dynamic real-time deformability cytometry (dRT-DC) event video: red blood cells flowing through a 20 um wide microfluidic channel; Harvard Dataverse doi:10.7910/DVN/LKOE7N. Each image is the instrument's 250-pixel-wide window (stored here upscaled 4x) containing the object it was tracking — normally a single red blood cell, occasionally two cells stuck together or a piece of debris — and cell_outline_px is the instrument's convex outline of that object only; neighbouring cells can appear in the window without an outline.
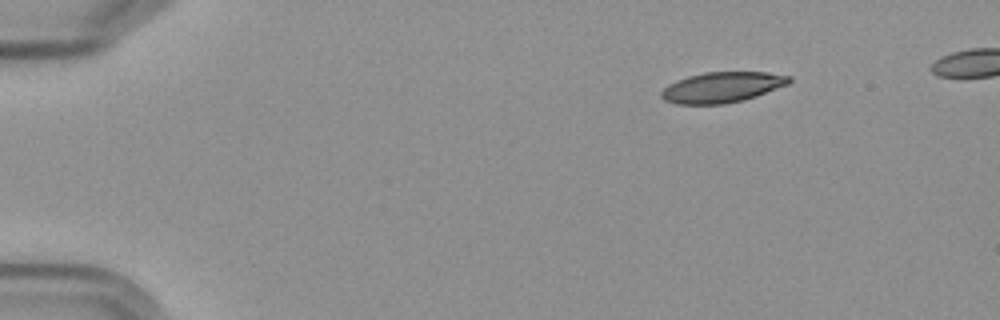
{"species": "Egyptian fruit bat (a non-hibernating species)", "species_latin": "Rousettus aegyptiacus", "temperature_condition": "cold", "stored_images_in_passage": 5, "camera_frame_rate_fps": 3000, "um_per_image_px": 0.085, "frame": {"image": 1, "passage_image": 1, "time_ms": 0.0, "image_size_px": [1000, 320], "cell_outline_px": [[792, 80], [788, 84], [756, 96], [744, 100], [724, 104], [676, 104], [664, 100], [660, 96], [660, 92], [668, 84], [676, 80], [688, 76], [704, 72], [768, 72], [792, 76]], "centroid_in_image_um": [61.37, 7.41], "position_along_channel_um": 23.6, "area_um2": 22.89}}
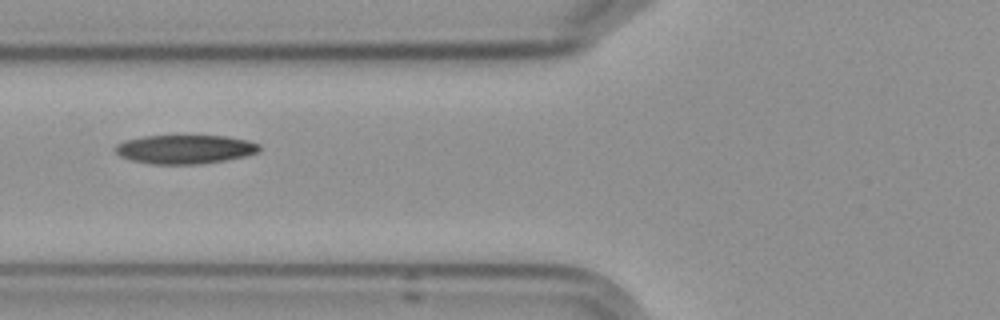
{"frame": {"image": 2, "passage_image": 5, "time_ms": 5.0, "image_size_px": [1000, 320], "cell_outline_px": [[260, 148], [256, 152], [244, 156], [224, 160], [196, 164], [152, 164], [132, 160], [120, 156], [112, 148], [116, 144], [124, 140], [144, 136], [228, 136], [248, 140], [260, 144]], "centroid_in_image_um": [15.68, 12.68], "position_along_channel_um": 110.1, "area_um2": 24.16}}